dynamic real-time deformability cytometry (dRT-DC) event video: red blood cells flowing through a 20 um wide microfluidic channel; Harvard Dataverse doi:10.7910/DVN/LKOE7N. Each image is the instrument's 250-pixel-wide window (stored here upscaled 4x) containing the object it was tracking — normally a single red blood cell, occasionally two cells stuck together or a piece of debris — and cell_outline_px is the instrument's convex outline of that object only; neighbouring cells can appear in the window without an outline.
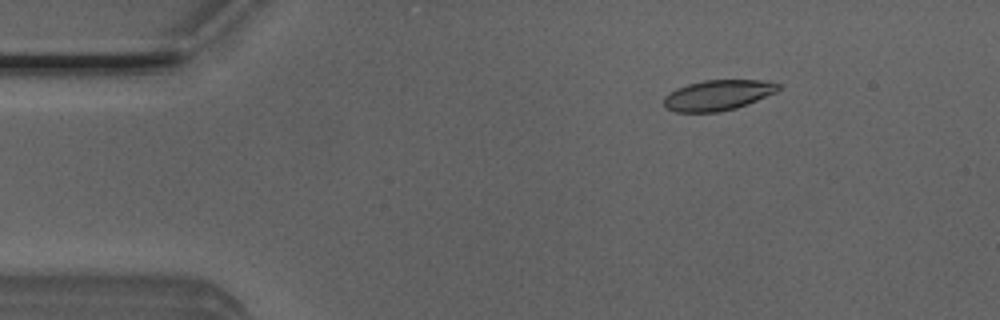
{"species": "Egyptian fruit bat (a non-hibernating species)", "species_latin": "Rousettus aegyptiacus", "temperature_condition": "room temperature", "stored_images_in_passage": 52, "camera_frame_rate_fps": 3000, "um_per_image_px": 0.085, "animal": {"sex": "male"}, "frame": {"image": 1, "passage_image": 8, "time_ms": 2.333, "image_size_px": [1000, 320], "cell_outline_px": [[780, 88], [776, 92], [748, 104], [736, 108], [720, 112], [676, 112], [664, 108], [664, 96], [676, 88], [688, 84], [704, 80], [760, 80], [780, 84]], "centroid_in_image_um": [60.99, 8.09], "position_along_channel_um": 24.0, "area_um2": 20.35}}
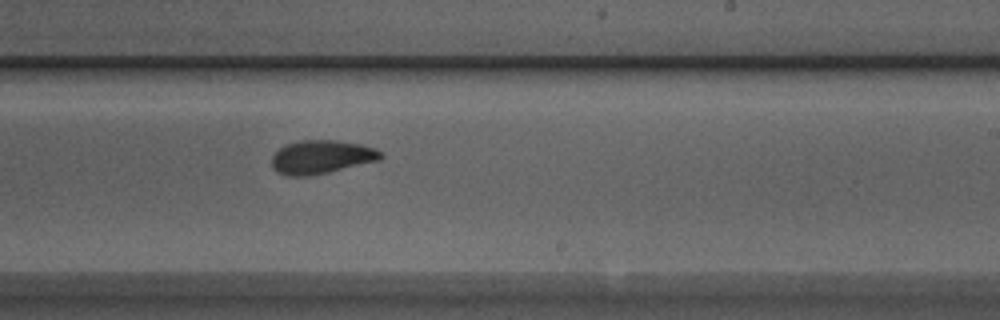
{"frame": {"image": 2, "passage_image": 31, "time_ms": 10.0, "image_size_px": [1000, 320], "cell_outline_px": [[384, 156], [380, 160], [328, 172], [308, 176], [288, 176], [276, 172], [272, 168], [272, 156], [280, 148], [288, 144], [300, 140], [336, 140], [360, 144], [376, 148]], "centroid_in_image_um": [27.32, 13.35], "position_along_channel_um": 261.7, "area_um2": 21.27}}
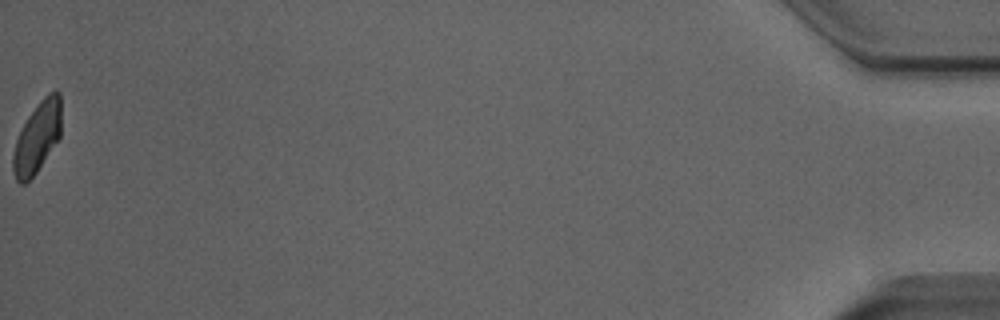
{"frame": {"image": 3, "passage_image": 52, "time_ms": 17.0, "image_size_px": [1000, 320], "cell_outline_px": [[60, 136], [36, 172], [24, 184], [20, 184], [16, 180], [12, 168], [12, 156], [16, 140], [28, 116], [40, 100], [48, 92], [56, 88], [60, 92]], "centroid_in_image_um": [3.16, 11.64], "position_along_channel_um": 432.0, "area_um2": 19.65}, "authors_computed_cell_mechanics": {"area_um2": 20.8658, "velocity_mm_per_s": 3.9799, "shape_relaxation_time_tau1_ms": 4.8208, "shape_relaxation_time_tau2_ms": 1.7038, "deformation_change_tau1": 0.1526, "deformation_change_tau2": 0.0684}}